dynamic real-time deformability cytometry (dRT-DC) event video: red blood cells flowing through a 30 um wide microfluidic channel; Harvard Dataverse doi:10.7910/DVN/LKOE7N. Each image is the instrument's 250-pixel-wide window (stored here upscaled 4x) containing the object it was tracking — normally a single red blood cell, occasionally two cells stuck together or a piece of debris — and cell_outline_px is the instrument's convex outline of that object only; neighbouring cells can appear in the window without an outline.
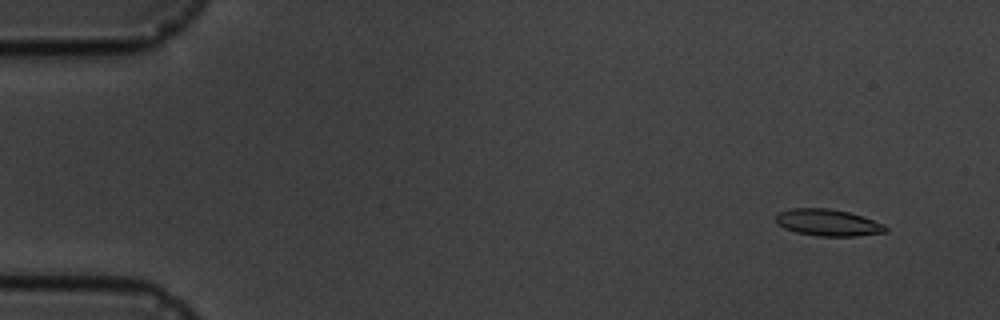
{"species": "common noctule bat (a hibernating species)", "species_latin": "Nyctalus noctula", "temperature_condition": "cold", "stored_images_in_passage": 12, "camera_frame_rate_fps": 3000, "um_per_image_px": 0.085, "animal": {"sex": "male", "body_mass_g": 19.5, "forearm_length_mm": 54.6}, "frame": {"image": 1, "passage_image": 2, "time_ms": 1.333, "image_size_px": [1000, 320], "cell_outline_px": [[888, 228], [884, 232], [856, 236], [820, 236], [796, 232], [784, 228], [776, 224], [776, 216], [780, 212], [792, 208], [828, 208], [848, 212], [884, 224]], "centroid_in_image_um": [70.34, 18.92], "position_along_channel_um": 14.7, "area_um2": 16.88}}
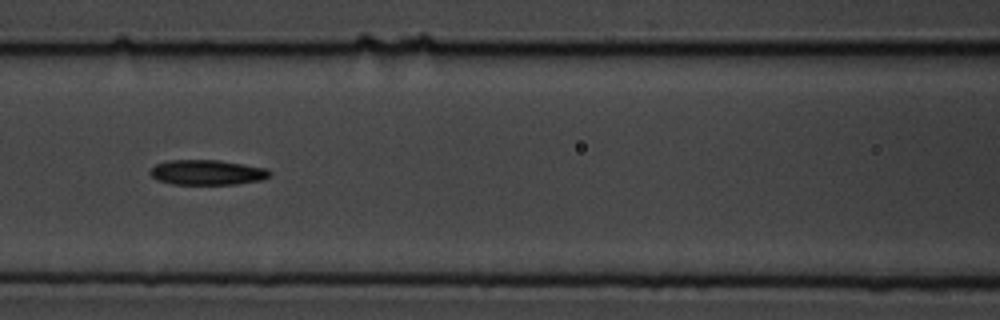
{"frame": {"image": 2, "passage_image": 8, "time_ms": 8.333, "image_size_px": [1000, 320], "cell_outline_px": [[272, 176], [260, 180], [236, 184], [172, 184], [156, 180], [148, 172], [156, 164], [168, 160], [220, 160], [268, 168], [272, 172]], "centroid_in_image_um": [17.63, 14.65], "position_along_channel_um": 149.0, "area_um2": 17.63}}
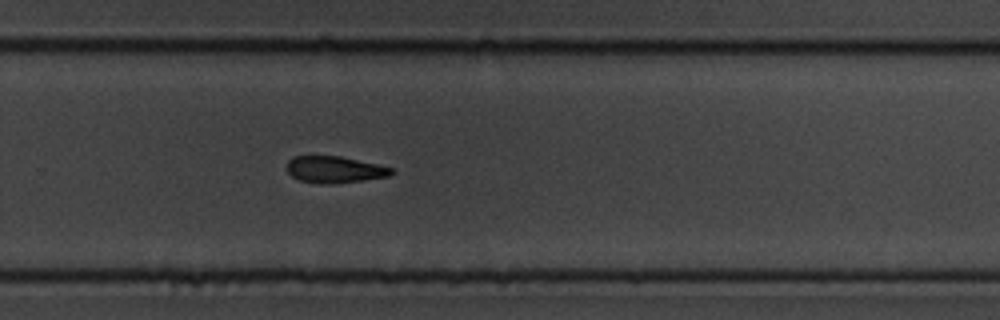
{"frame": {"image": 3, "passage_image": 12, "time_ms": 12.667, "image_size_px": [1000, 320], "cell_outline_px": [[396, 172], [388, 176], [364, 180], [332, 184], [320, 184], [300, 180], [292, 176], [284, 168], [288, 160], [292, 156], [340, 156], [376, 164], [392, 168]], "centroid_in_image_um": [28.4, 14.41], "position_along_channel_um": 301.4, "area_um2": 16.36}}